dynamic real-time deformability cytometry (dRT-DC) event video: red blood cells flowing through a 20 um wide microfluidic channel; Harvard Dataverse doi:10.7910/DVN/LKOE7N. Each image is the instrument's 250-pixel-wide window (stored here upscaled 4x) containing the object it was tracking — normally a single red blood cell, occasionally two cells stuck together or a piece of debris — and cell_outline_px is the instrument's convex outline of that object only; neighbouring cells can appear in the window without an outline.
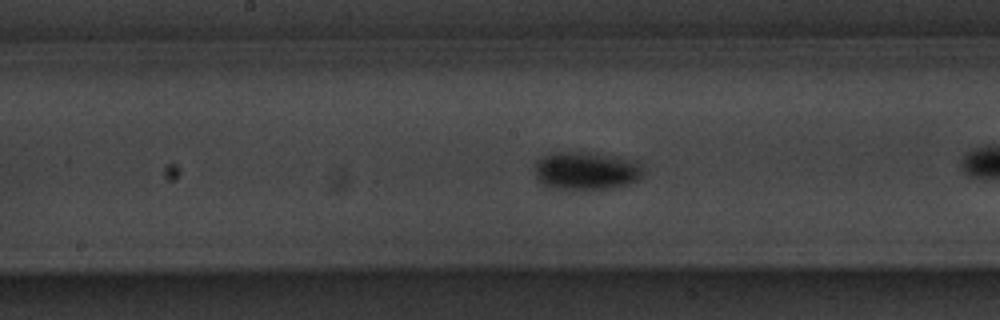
{"species": "common noctule bat (a hibernating species)", "species_latin": "Nyctalus noctula", "temperature_condition": "warm", "stored_images_in_passage": 27, "camera_frame_rate_fps": 3000, "um_per_image_px": 0.085, "animal": {"sex": "male", "body_mass_g": 20.1, "forearm_length_mm": 53.5}, "frame": {"image": 1, "passage_image": 12, "time_ms": 3.667, "image_size_px": [1000, 320], "cell_outline_px": [[644, 168], [640, 176], [636, 180], [624, 184], [604, 188], [556, 188], [544, 184], [536, 176], [536, 160], [544, 156], [556, 152], [580, 152], [604, 156], [640, 164]], "centroid_in_image_um": [49.74, 14.51], "position_along_channel_um": 198.5, "area_um2": 22.54}}